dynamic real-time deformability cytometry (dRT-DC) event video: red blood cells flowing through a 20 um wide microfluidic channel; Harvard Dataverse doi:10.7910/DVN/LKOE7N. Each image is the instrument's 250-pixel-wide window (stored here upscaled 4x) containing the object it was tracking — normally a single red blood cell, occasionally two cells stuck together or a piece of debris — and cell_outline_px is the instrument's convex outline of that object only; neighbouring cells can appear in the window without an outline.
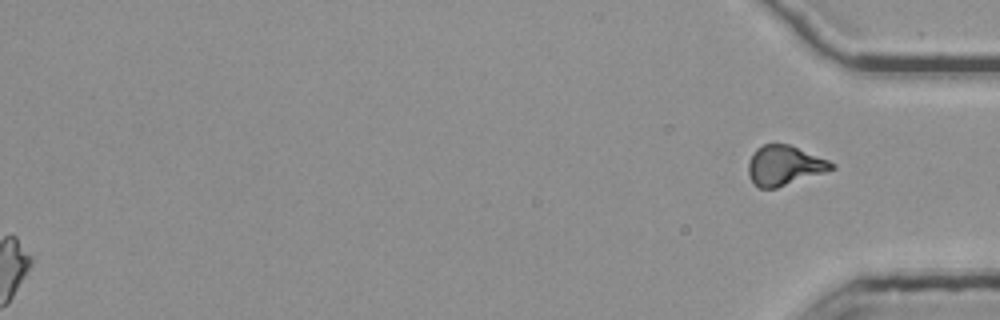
{"species": "common noctule bat (a hibernating species)", "species_latin": "Nyctalus noctula", "temperature_condition": "room temperature", "stored_images_in_passage": 55, "segment_of_instrument_passage": [3, 3], "camera_frame_rate_fps": 3000, "um_per_image_px": 0.085, "animal": {"sex": "female", "body_mass_g": 25.1}, "frame": {"image": 1, "passage_image": 55, "time_ms": 18.0, "image_size_px": [1000, 320], "cell_outline_px": [[836, 168], [776, 188], [760, 188], [748, 176], [748, 160], [752, 152], [756, 148], [764, 144], [788, 144], [828, 160], [836, 164]], "centroid_in_image_um": [66.64, 14.05], "position_along_channel_um": 368.6, "area_um2": 19.13}}